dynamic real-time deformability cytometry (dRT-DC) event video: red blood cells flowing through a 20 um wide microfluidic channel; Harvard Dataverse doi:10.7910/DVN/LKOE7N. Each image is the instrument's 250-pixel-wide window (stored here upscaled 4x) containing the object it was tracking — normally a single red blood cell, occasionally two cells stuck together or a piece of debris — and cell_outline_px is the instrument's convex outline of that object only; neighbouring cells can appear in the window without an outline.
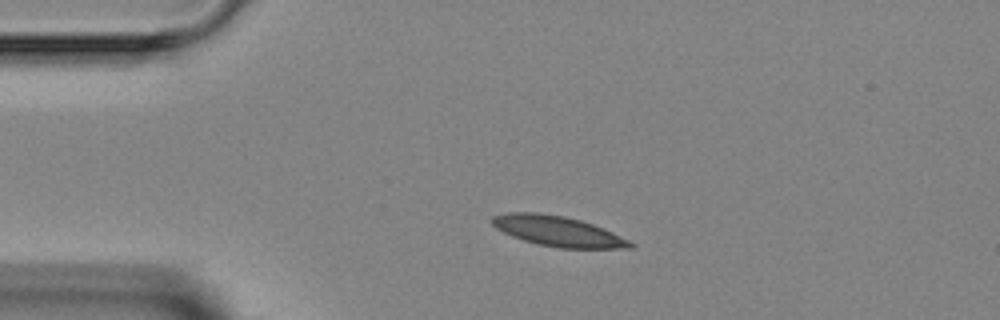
{"species": "Egyptian fruit bat (a non-hibernating species)", "species_latin": "Rousettus aegyptiacus", "temperature_condition": "room temperature", "stored_images_in_passage": 6, "camera_frame_rate_fps": 3000, "um_per_image_px": 0.085, "animal": {"sex": "female"}, "frame": {"image": 1, "passage_image": 1, "time_ms": 0.0, "image_size_px": [1000, 320], "cell_outline_px": [[636, 244], [632, 248], [560, 248], [536, 244], [512, 236], [496, 228], [492, 224], [492, 216], [508, 212], [540, 212], [564, 216], [580, 220], [604, 228]], "centroid_in_image_um": [47.41, 19.64], "position_along_channel_um": 37.6, "area_um2": 24.28}}
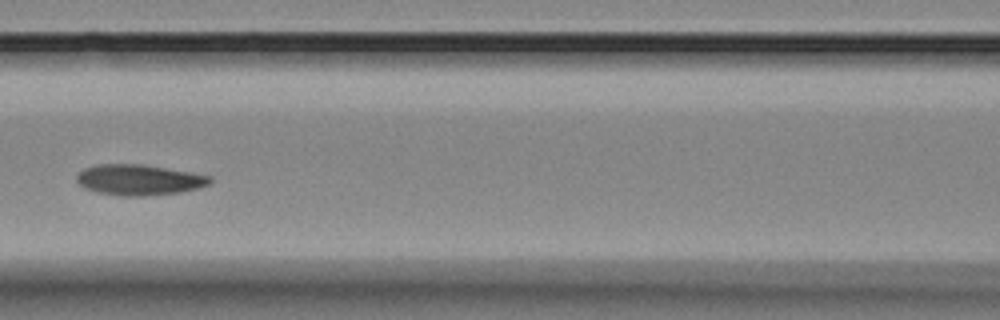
{"frame": {"image": 2, "passage_image": 4, "time_ms": 3.667, "image_size_px": [1000, 320], "cell_outline_px": [[212, 180], [208, 184], [200, 188], [180, 192], [140, 196], [124, 196], [100, 192], [84, 188], [76, 180], [76, 176], [84, 168], [96, 164], [140, 164], [192, 172], [212, 176]], "centroid_in_image_um": [11.84, 15.28], "position_along_channel_um": 154.8, "area_um2": 23.7}}
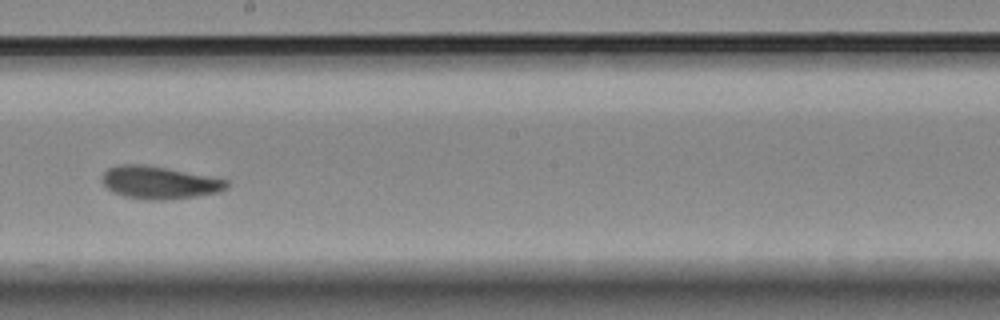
{"frame": {"image": 3, "passage_image": 6, "time_ms": 5.667, "image_size_px": [1000, 320], "cell_outline_px": [[228, 188], [220, 192], [196, 196], [164, 200], [148, 200], [124, 196], [112, 192], [104, 188], [100, 180], [100, 176], [108, 168], [120, 164], [148, 164], [228, 180]], "centroid_in_image_um": [13.48, 15.51], "position_along_channel_um": 234.7, "area_um2": 24.04}}